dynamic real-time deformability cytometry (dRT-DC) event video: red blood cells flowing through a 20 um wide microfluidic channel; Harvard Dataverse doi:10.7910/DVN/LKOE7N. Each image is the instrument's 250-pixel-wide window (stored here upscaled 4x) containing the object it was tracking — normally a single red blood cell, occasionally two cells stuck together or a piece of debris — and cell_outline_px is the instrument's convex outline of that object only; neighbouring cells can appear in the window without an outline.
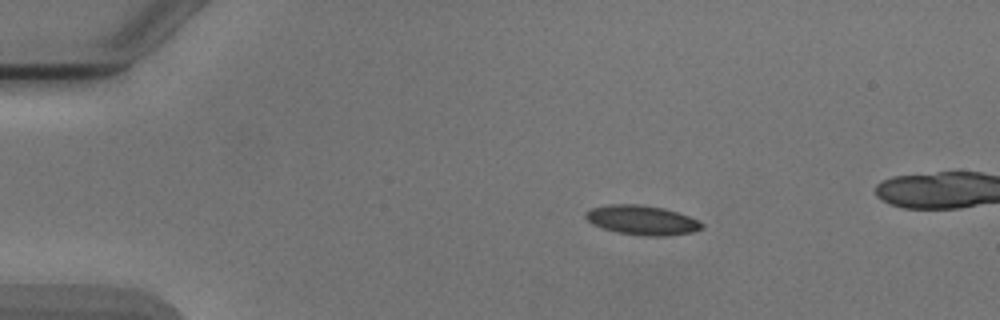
{"species": "Egyptian fruit bat (a non-hibernating species)", "species_latin": "Rousettus aegyptiacus", "temperature_condition": "cold", "stored_images_in_passage": 42, "camera_frame_rate_fps": 3000, "um_per_image_px": 0.085, "animal": {"sex": "male"}, "frame": {"image": 1, "passage_image": 1, "time_ms": 0.0, "image_size_px": [1000, 320], "cell_outline_px": [[704, 228], [692, 232], [668, 236], [640, 236], [616, 232], [592, 224], [584, 216], [584, 212], [592, 208], [612, 204], [636, 204], [664, 208], [688, 216], [704, 224]], "centroid_in_image_um": [54.56, 18.72], "position_along_channel_um": 30.4, "area_um2": 19.94}}
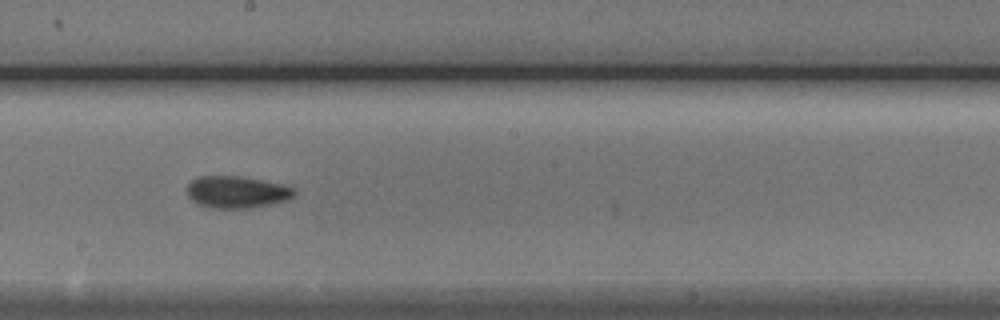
{"frame": {"image": 2, "passage_image": 21, "time_ms": 6.667, "image_size_px": [1000, 320], "cell_outline_px": [[296, 192], [288, 200], [272, 204], [252, 208], [212, 208], [196, 204], [188, 196], [188, 184], [196, 176], [236, 176], [296, 188]], "centroid_in_image_um": [20.09, 16.34], "position_along_channel_um": 228.1, "area_um2": 19.77}}
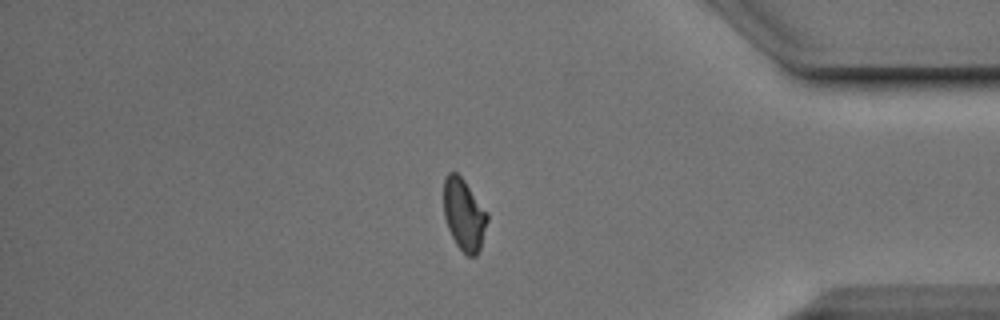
{"frame": {"image": 3, "passage_image": 36, "time_ms": 11.667, "image_size_px": [1000, 320], "cell_outline_px": [[488, 220], [480, 248], [476, 256], [468, 256], [456, 244], [448, 228], [444, 216], [444, 180], [448, 172], [456, 172], [464, 180], [488, 212]], "centroid_in_image_um": [39.45, 18.23], "position_along_channel_um": 395.8, "area_um2": 18.15}, "authors_computed_cell_mechanics": {"area_um2": 19.3919, "velocity_mm_per_s": 3.889, "shape_relaxation_time_tau1_ms": 3.752, "shape_relaxation_time_tau2_ms": 5.1846, "deformation_change_tau1": 0.1017, "deformation_change_tau2": 0.1189}}